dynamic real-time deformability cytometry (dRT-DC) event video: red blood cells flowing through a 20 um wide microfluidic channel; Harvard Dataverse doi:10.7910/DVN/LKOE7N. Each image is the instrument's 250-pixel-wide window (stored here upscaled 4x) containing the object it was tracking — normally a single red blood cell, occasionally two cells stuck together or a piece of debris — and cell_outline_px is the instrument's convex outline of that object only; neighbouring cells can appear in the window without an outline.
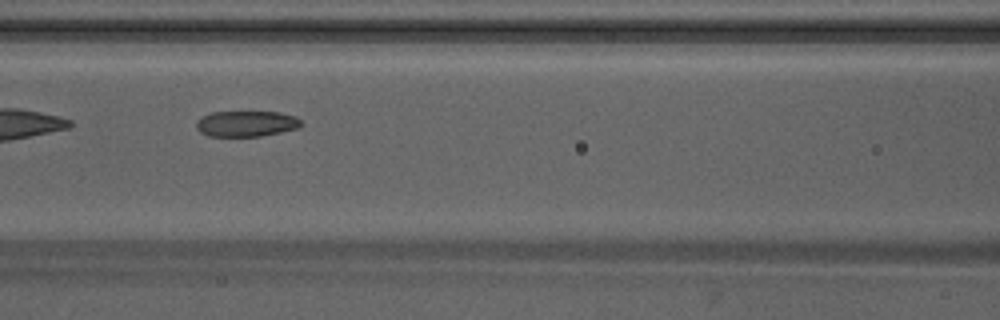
{"species": "Egyptian fruit bat (a non-hibernating species)", "species_latin": "Rousettus aegyptiacus", "temperature_condition": "warm", "stored_images_in_passage": 6, "camera_frame_rate_fps": 3000, "um_per_image_px": 0.085, "animal": {"sex": "male"}, "frame": {"image": 1, "passage_image": 5, "time_ms": 1.333, "image_size_px": [1000, 320], "cell_outline_px": [[300, 124], [296, 128], [280, 132], [260, 136], [208, 136], [200, 132], [196, 128], [196, 120], [212, 112], [280, 112], [296, 116], [300, 120]], "centroid_in_image_um": [20.9, 10.51], "position_along_channel_um": 145.7, "area_um2": 15.61}}
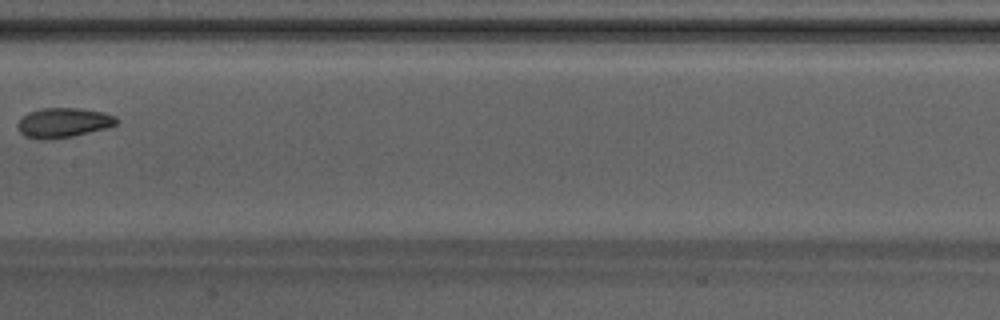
{"frame": {"image": 2, "passage_image": 6, "time_ms": 1.667, "image_size_px": [1000, 320], "cell_outline_px": [[120, 120], [116, 124], [108, 128], [72, 136], [48, 140], [40, 140], [24, 136], [20, 132], [16, 124], [28, 112], [40, 108], [76, 108], [104, 112], [116, 116]], "centroid_in_image_um": [5.39, 10.43], "position_along_channel_um": 202.0, "area_um2": 17.28}}